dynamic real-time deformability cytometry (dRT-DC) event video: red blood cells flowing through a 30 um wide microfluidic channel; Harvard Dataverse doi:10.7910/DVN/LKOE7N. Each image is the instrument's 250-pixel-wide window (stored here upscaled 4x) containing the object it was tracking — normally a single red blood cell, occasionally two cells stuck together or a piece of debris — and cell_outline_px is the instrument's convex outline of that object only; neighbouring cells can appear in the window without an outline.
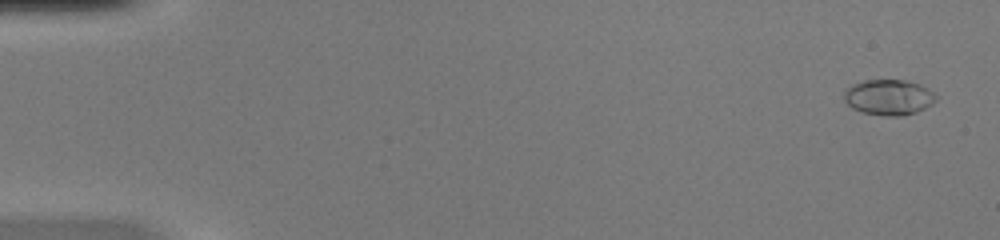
{"species": "common noctule bat (a hibernating species)", "species_latin": "Nyctalus noctula", "temperature_condition": "warm", "stored_images_in_passage": 51, "camera_frame_rate_fps": 3000, "um_per_image_px": 0.085, "animal": {"sex": "female", "body_mass_g": 20.0, "forearm_length_mm": 54.0}, "frame": {"image": 1, "passage_image": 2, "time_ms": 0.333, "image_size_px": [1000, 240], "cell_outline_px": [[940, 96], [932, 104], [916, 112], [904, 116], [884, 116], [864, 112], [852, 108], [844, 100], [844, 88], [852, 84], [864, 80], [904, 80], [920, 84], [928, 88]], "centroid_in_image_um": [75.56, 8.26], "position_along_channel_um": 9.4, "area_um2": 19.31}}
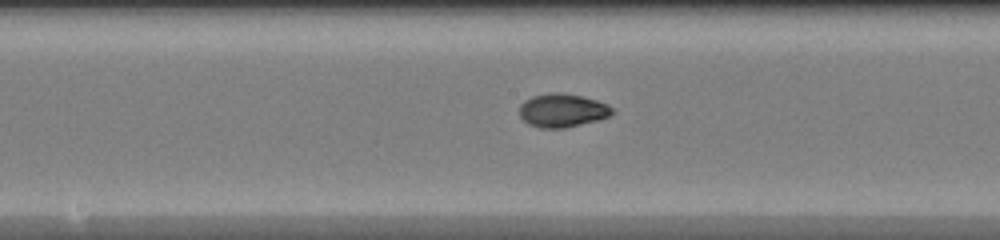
{"frame": {"image": 2, "passage_image": 27, "time_ms": 8.667, "image_size_px": [1000, 240], "cell_outline_px": [[616, 112], [600, 120], [564, 128], [540, 128], [528, 124], [520, 116], [520, 104], [524, 100], [532, 96], [552, 92], [560, 92], [580, 96], [596, 100], [608, 104]], "centroid_in_image_um": [47.81, 9.39], "position_along_channel_um": 200.4, "area_um2": 18.21}}
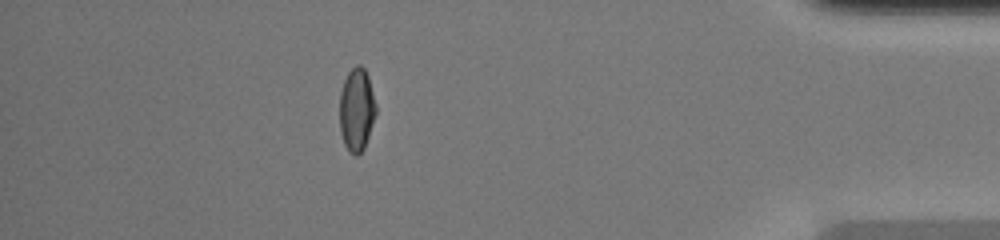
{"frame": {"image": 3, "passage_image": 45, "time_ms": 14.667, "image_size_px": [1000, 240], "cell_outline_px": [[376, 112], [364, 148], [356, 156], [348, 152], [344, 144], [340, 132], [340, 92], [344, 80], [348, 72], [356, 64], [360, 64], [364, 68], [368, 76], [376, 104]], "centroid_in_image_um": [30.3, 9.31], "position_along_channel_um": 404.9, "area_um2": 17.57}, "authors_computed_cell_mechanics": {"area_um2": 17.6868, "velocity_mm_per_s": 4.1333, "shape_relaxation_time_tau1_ms": 7.8744, "shape_relaxation_time_tau2_ms": 1.7, "deformation_change_tau1": 0.2746, "deformation_change_tau2": 0.0455}}